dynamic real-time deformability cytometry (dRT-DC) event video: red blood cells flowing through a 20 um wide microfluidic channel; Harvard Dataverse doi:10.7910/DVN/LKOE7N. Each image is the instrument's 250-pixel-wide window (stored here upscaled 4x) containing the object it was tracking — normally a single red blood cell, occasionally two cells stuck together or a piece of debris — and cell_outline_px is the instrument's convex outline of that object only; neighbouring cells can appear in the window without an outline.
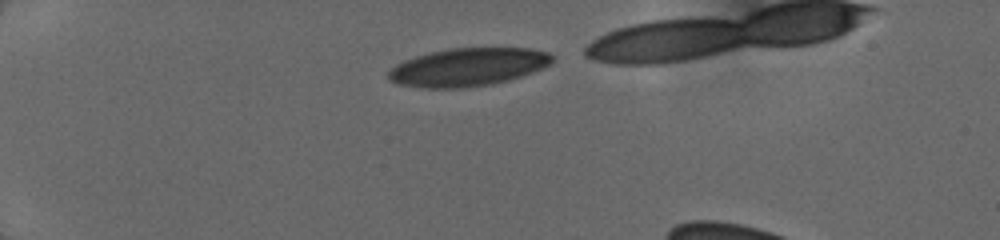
{"species": "human", "species_latin": "Homo sapiens", "temperature_condition": "cold", "stored_images_in_passage": 9, "segment_of_instrument_passage": [1, 2], "camera_frame_rate_fps": 3000, "um_per_image_px": 0.085, "donor": {"sex": "female"}, "frame": {"image": 1, "passage_image": 1, "time_ms": 0.0, "image_size_px": [1000, 240], "cell_outline_px": [[556, 60], [552, 64], [532, 72], [508, 80], [492, 84], [464, 88], [424, 88], [396, 84], [388, 80], [388, 72], [396, 64], [404, 60], [428, 52], [448, 48], [532, 48], [548, 52], [556, 56]], "centroid_in_image_um": [39.8, 5.7], "position_along_channel_um": 45.2, "area_um2": 36.76}}
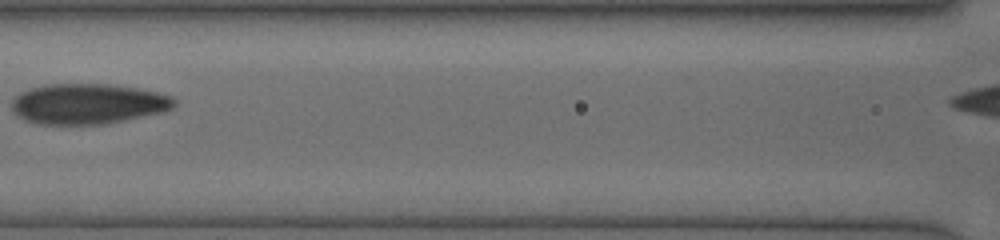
{"frame": {"image": 2, "passage_image": 6, "time_ms": 4.0, "image_size_px": [1000, 240], "cell_outline_px": [[176, 104], [172, 108], [164, 112], [124, 120], [100, 124], [40, 124], [28, 120], [12, 112], [12, 96], [28, 88], [44, 84], [108, 84], [136, 88], [156, 92], [172, 96], [176, 100]], "centroid_in_image_um": [7.45, 8.81], "position_along_channel_um": 159.1, "area_um2": 38.32}}
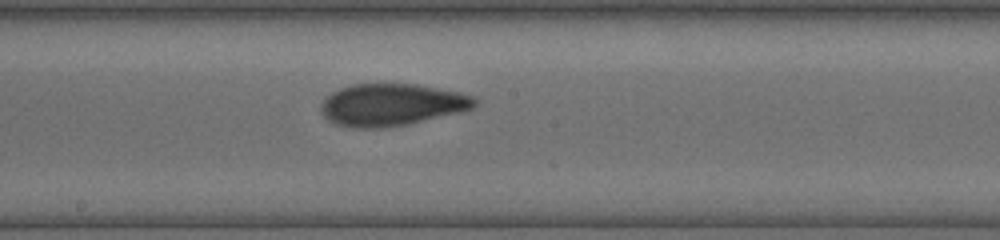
{"frame": {"image": 3, "passage_image": 8, "time_ms": 5.333, "image_size_px": [1000, 240], "cell_outline_px": [[476, 104], [472, 108], [460, 112], [408, 124], [380, 128], [352, 128], [336, 124], [328, 120], [320, 112], [320, 104], [332, 92], [340, 88], [352, 84], [416, 84], [476, 96]], "centroid_in_image_um": [33.26, 8.91], "position_along_channel_um": 214.9, "area_um2": 37.63}}